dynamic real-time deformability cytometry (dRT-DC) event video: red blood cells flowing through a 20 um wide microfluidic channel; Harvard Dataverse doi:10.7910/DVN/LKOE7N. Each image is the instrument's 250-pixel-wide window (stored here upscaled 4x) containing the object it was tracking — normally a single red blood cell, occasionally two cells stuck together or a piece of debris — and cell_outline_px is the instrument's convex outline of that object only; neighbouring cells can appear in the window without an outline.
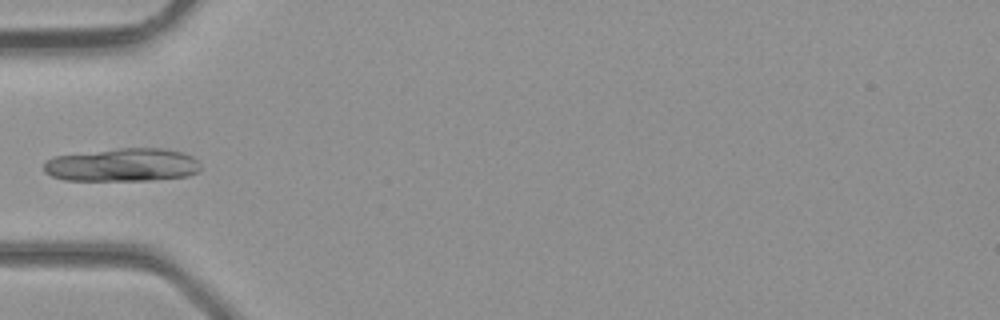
{"species": "common noctule bat (a hibernating species)", "species_latin": "Nyctalus noctula", "temperature_condition": "room temperature", "stored_images_in_passage": 4, "camera_frame_rate_fps": 3000, "um_per_image_px": 0.085, "animal": {"sex": "male", "body_mass_g": 23.1, "forearm_length_mm": 52.7}, "frame": {"image": 1, "passage_image": 4, "time_ms": 1.0, "image_size_px": [1000, 320], "cell_outline_px": [[200, 172], [188, 176], [152, 180], [64, 180], [52, 176], [44, 172], [44, 164], [48, 160], [56, 156], [120, 148], [164, 148], [180, 152], [192, 156], [200, 164]], "centroid_in_image_um": [10.45, 14.02], "position_along_channel_um": 74.6, "area_um2": 30.23}}